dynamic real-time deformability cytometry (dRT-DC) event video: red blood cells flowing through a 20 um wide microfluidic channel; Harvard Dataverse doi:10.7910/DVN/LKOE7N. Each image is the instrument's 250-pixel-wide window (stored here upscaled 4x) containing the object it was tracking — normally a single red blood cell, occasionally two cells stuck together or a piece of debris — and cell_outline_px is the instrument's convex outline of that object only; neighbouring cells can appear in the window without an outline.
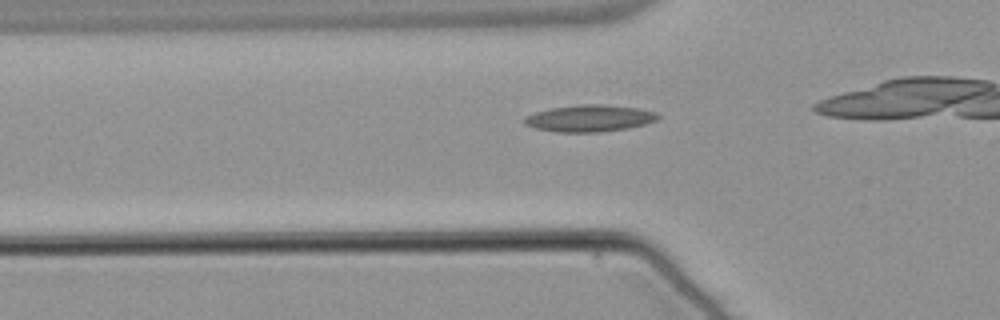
{"species": "common noctule bat (a hibernating species)", "species_latin": "Nyctalus noctula", "temperature_condition": "warm", "stored_images_in_passage": 37, "camera_frame_rate_fps": 3000, "um_per_image_px": 0.085, "animal": {"sex": "male", "body_mass_g": 21.5, "forearm_length_mm": 52.0}, "frame": {"image": 1, "passage_image": 13, "time_ms": 4.0, "image_size_px": [1000, 320], "cell_outline_px": [[660, 116], [656, 120], [644, 124], [628, 128], [600, 132], [556, 132], [536, 128], [524, 124], [524, 116], [548, 108], [580, 104], [604, 104], [640, 108], [656, 112]], "centroid_in_image_um": [50.1, 10.04], "position_along_channel_um": 75.7, "area_um2": 20.98}}
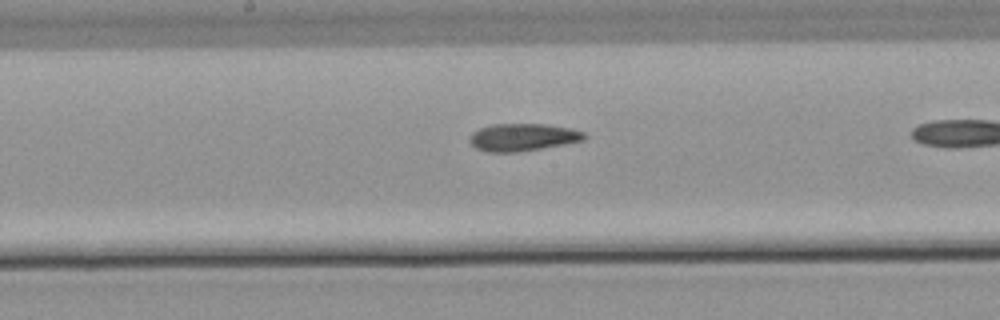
{"frame": {"image": 2, "passage_image": 23, "time_ms": 7.333, "image_size_px": [1000, 320], "cell_outline_px": [[588, 136], [584, 140], [564, 144], [516, 152], [488, 152], [476, 148], [468, 140], [468, 136], [472, 132], [480, 128], [492, 124], [544, 124], [572, 128], [584, 132]], "centroid_in_image_um": [44.42, 11.66], "position_along_channel_um": 203.8, "area_um2": 18.38}}
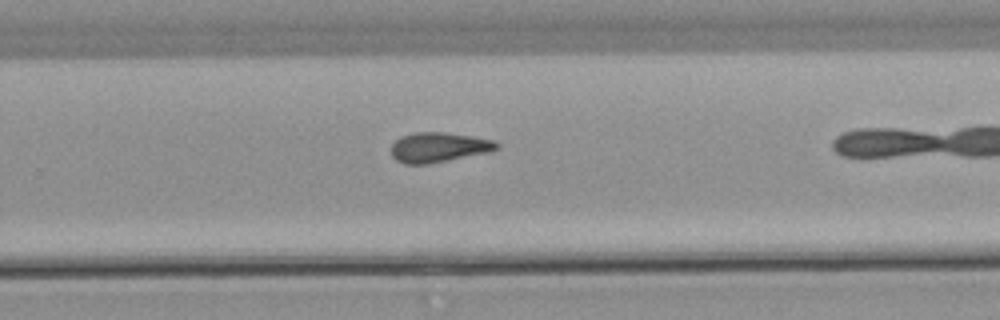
{"frame": {"image": 3, "passage_image": 30, "time_ms": 9.667, "image_size_px": [1000, 320], "cell_outline_px": [[500, 148], [488, 152], [428, 164], [404, 164], [396, 160], [392, 156], [392, 144], [400, 136], [416, 132], [444, 132], [472, 136], [492, 140], [500, 144]], "centroid_in_image_um": [37.28, 12.52], "position_along_channel_um": 292.5, "area_um2": 18.32}}